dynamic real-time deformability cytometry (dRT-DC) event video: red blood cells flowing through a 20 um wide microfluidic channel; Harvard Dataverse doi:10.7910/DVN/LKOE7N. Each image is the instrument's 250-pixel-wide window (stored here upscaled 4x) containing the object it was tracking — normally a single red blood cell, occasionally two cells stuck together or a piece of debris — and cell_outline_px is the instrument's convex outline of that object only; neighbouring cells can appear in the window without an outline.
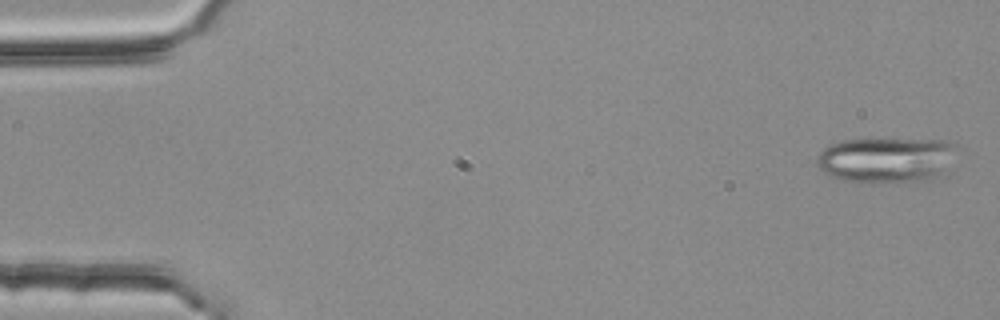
{"species": "common noctule bat (a hibernating species)", "species_latin": "Nyctalus noctula", "temperature_condition": "room temperature", "stored_images_in_passage": 4, "segment_of_instrument_passage": [2, 2], "camera_frame_rate_fps": 3000, "um_per_image_px": 0.085, "animal": {"sex": "female", "body_mass_g": 25.1}, "frame": {"image": 1, "passage_image": 4, "time_ms": 1.0, "image_size_px": [1000, 320], "cell_outline_px": [[956, 144], [944, 176], [936, 180], [876, 184], [872, 184], [844, 180], [832, 176], [824, 172], [816, 164], [816, 156], [828, 144], [844, 140], [948, 140]], "centroid_in_image_um": [75.34, 13.63], "position_along_channel_um": 9.7, "area_um2": 37.57}}